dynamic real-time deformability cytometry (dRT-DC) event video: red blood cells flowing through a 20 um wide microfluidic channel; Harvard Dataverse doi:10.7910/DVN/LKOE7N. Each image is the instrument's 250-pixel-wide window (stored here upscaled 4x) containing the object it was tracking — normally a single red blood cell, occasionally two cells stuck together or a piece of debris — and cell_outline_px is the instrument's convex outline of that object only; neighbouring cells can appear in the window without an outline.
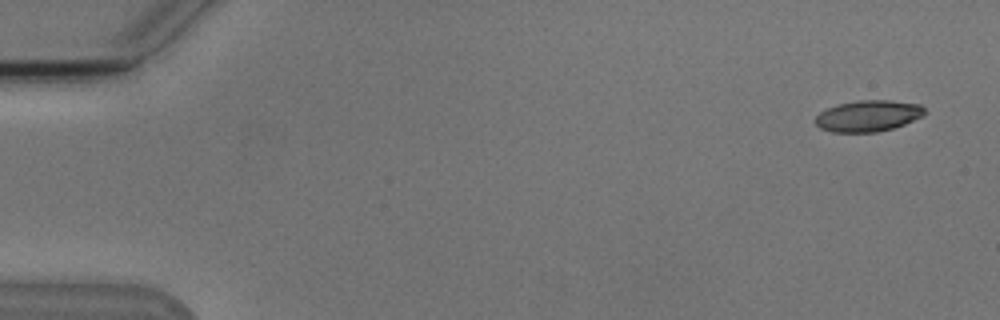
{"species": "Egyptian fruit bat (a non-hibernating species)", "species_latin": "Rousettus aegyptiacus", "temperature_condition": "cold", "stored_images_in_passage": 5, "camera_frame_rate_fps": 3000, "um_per_image_px": 0.085, "animal": {"sex": "male"}, "frame": {"image": 1, "passage_image": 1, "time_ms": 0.0, "image_size_px": [1000, 320], "cell_outline_px": [[928, 112], [924, 116], [904, 124], [892, 128], [876, 132], [832, 132], [820, 128], [816, 124], [816, 116], [820, 112], [836, 104], [856, 100], [892, 100], [920, 104]], "centroid_in_image_um": [73.82, 9.84], "position_along_channel_um": 11.2, "area_um2": 20.06}}
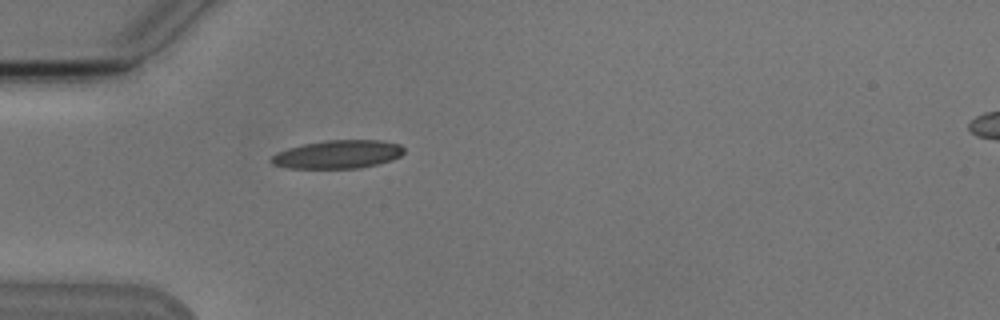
{"frame": {"image": 2, "passage_image": 5, "time_ms": 4.667, "image_size_px": [1000, 320], "cell_outline_px": [[404, 152], [400, 156], [392, 160], [360, 168], [288, 168], [272, 164], [268, 160], [276, 152], [288, 148], [304, 144], [324, 140], [380, 140], [400, 144], [404, 148]], "centroid_in_image_um": [28.7, 13.12], "position_along_channel_um": 56.3, "area_um2": 21.96}}